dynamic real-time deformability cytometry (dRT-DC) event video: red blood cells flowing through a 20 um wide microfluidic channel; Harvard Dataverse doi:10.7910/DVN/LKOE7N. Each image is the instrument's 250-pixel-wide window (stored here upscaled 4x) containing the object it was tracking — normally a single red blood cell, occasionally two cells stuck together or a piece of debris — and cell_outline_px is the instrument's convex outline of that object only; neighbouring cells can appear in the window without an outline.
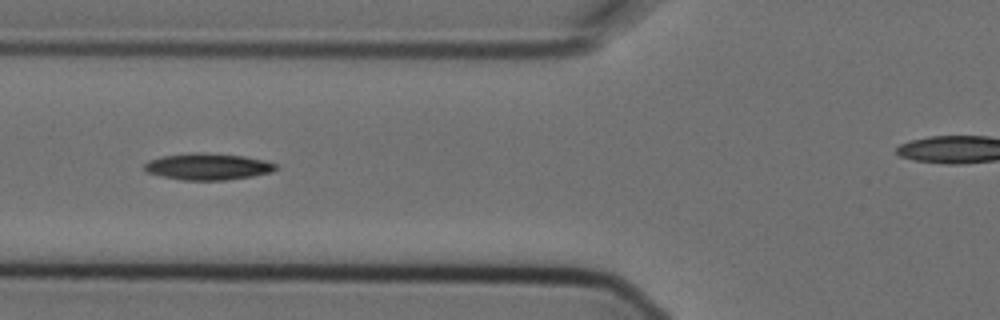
{"species": "Egyptian fruit bat (a non-hibernating species)", "species_latin": "Rousettus aegyptiacus", "temperature_condition": "cold", "stored_images_in_passage": 4, "segment_of_instrument_passage": [1, 2], "camera_frame_rate_fps": 3000, "um_per_image_px": 0.085, "animal": {"sex": "female"}, "frame": {"image": 1, "passage_image": 2, "time_ms": 0.333, "image_size_px": [1000, 320], "cell_outline_px": [[276, 168], [272, 172], [252, 176], [224, 180], [184, 180], [164, 176], [148, 172], [144, 168], [144, 164], [148, 160], [164, 156], [200, 152], [244, 156], [264, 160], [276, 164]], "centroid_in_image_um": [17.68, 14.16], "position_along_channel_um": 108.1, "area_um2": 20.0}}
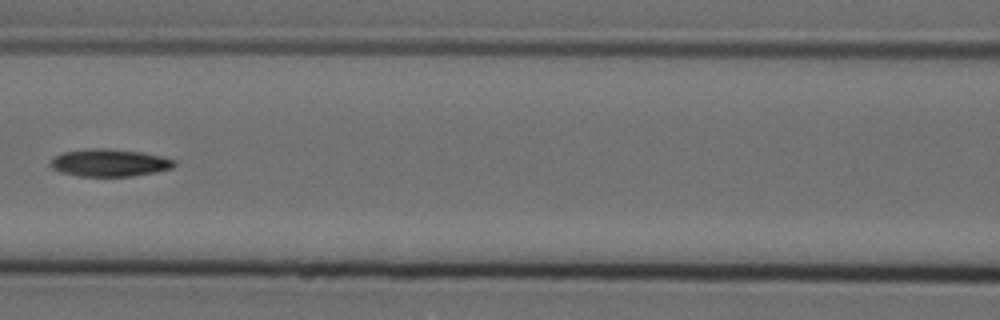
{"frame": {"image": 2, "passage_image": 3, "time_ms": 0.667, "image_size_px": [1000, 320], "cell_outline_px": [[176, 164], [172, 168], [156, 172], [132, 176], [80, 176], [60, 172], [52, 168], [48, 164], [56, 156], [64, 152], [84, 148], [104, 148], [140, 152], [160, 156], [176, 160]], "centroid_in_image_um": [9.3, 13.83], "position_along_channel_um": 157.3, "area_um2": 19.77}}